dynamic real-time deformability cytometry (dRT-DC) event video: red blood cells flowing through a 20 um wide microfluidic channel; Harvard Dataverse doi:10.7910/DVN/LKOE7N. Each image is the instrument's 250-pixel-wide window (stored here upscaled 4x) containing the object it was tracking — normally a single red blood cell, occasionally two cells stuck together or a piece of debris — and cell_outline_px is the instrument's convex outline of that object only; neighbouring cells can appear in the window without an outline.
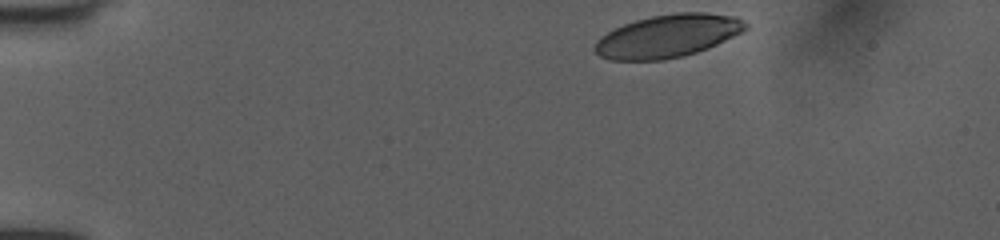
{"species": "human", "species_latin": "Homo sapiens", "temperature_condition": "room temperature", "stored_images_in_passage": 28, "camera_frame_rate_fps": 3000, "um_per_image_px": 0.085, "donor": {"sex": "female"}, "frame": {"image": 1, "passage_image": 1, "time_ms": 0.0, "image_size_px": [1000, 240], "cell_outline_px": [[748, 28], [744, 32], [708, 48], [684, 56], [664, 60], [612, 60], [600, 56], [592, 48], [596, 40], [608, 32], [624, 24], [636, 20], [652, 16], [676, 12], [708, 12], [736, 16], [744, 20], [748, 24]], "centroid_in_image_um": [56.81, 3.05], "position_along_channel_um": 28.2, "area_um2": 37.92}}
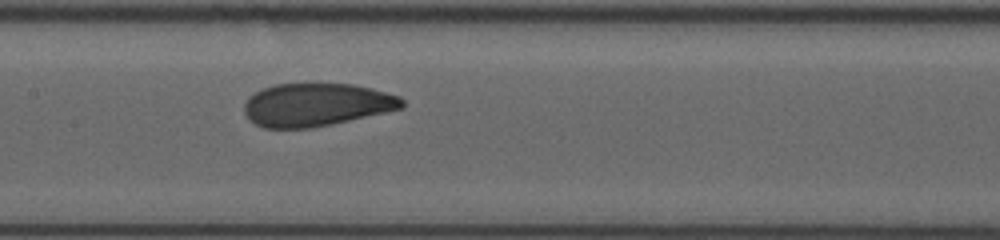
{"frame": {"image": 2, "passage_image": 16, "time_ms": 5.0, "image_size_px": [1000, 240], "cell_outline_px": [[404, 108], [332, 124], [312, 128], [264, 128], [256, 124], [244, 112], [244, 104], [248, 96], [264, 88], [276, 84], [352, 84], [372, 88], [400, 96], [404, 100]], "centroid_in_image_um": [26.92, 8.9], "position_along_channel_um": 180.5, "area_um2": 39.48}}
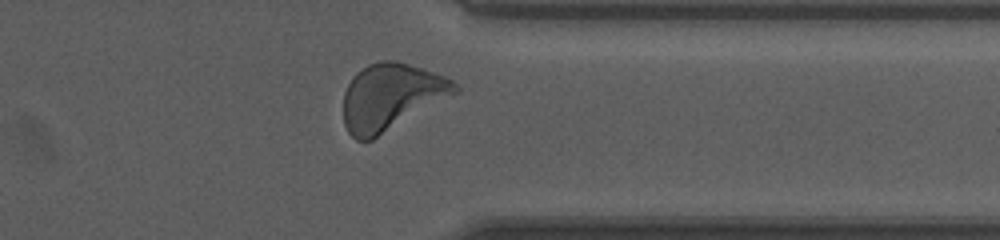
{"frame": {"image": 3, "passage_image": 27, "time_ms": 8.667, "image_size_px": [1000, 240], "cell_outline_px": [[460, 92], [372, 140], [356, 140], [348, 132], [344, 124], [344, 92], [352, 76], [356, 72], [368, 64], [380, 60], [396, 60], [444, 76], [452, 80], [460, 88]], "centroid_in_image_um": [33.24, 8.23], "position_along_channel_um": 378.2, "area_um2": 43.35}, "authors_computed_cell_mechanics": {"area_um2": 39.9976, "velocity_mm_per_s": 4.0117, "shape_relaxation_time_tau1_ms": 2.5428, "shape_relaxation_time_tau2_ms": 0.8155, "deformation_change_tau1": 0.1256, "deformation_change_tau2": 0.0671}}